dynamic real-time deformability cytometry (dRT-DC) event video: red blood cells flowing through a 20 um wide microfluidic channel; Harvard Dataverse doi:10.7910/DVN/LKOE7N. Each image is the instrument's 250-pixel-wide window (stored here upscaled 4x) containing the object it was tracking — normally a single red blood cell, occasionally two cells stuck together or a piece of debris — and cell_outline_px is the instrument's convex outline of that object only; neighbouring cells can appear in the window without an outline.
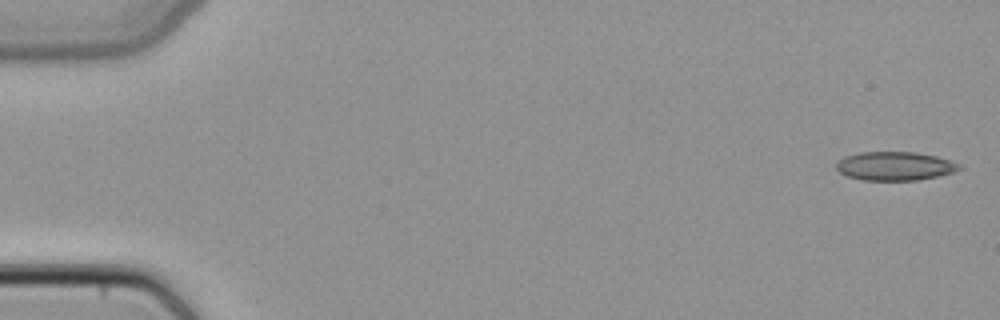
{"species": "common noctule bat (a hibernating species)", "species_latin": "Nyctalus noctula", "temperature_condition": "cold", "stored_images_in_passage": 49, "camera_frame_rate_fps": 3000, "um_per_image_px": 0.085, "animal": {"sex": "female", "body_mass_g": 22.7, "forearm_length_mm": 54.2}, "frame": {"image": 1, "passage_image": 1, "time_ms": 0.0, "image_size_px": [1000, 320], "cell_outline_px": [[964, 168], [952, 172], [936, 176], [916, 180], [864, 180], [848, 176], [840, 172], [836, 168], [836, 160], [844, 156], [860, 152], [916, 152], [936, 156], [960, 164]], "centroid_in_image_um": [76.04, 14.1], "position_along_channel_um": 9.0, "area_um2": 20.52}}
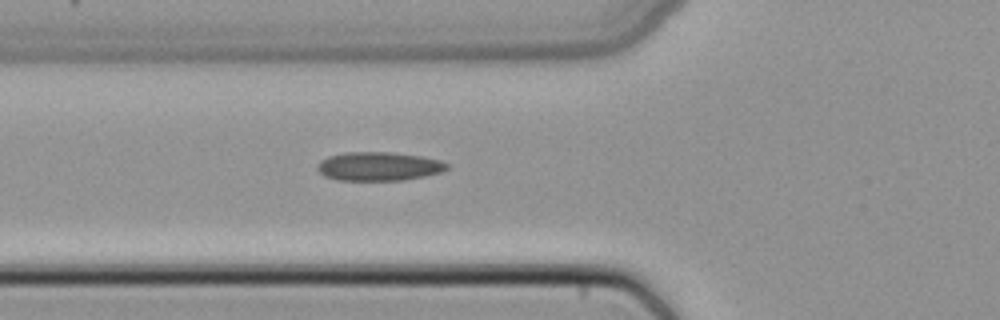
{"frame": {"image": 2, "passage_image": 18, "time_ms": 5.667, "image_size_px": [1000, 320], "cell_outline_px": [[448, 168], [440, 172], [424, 176], [404, 180], [336, 180], [324, 176], [316, 168], [316, 164], [320, 160], [328, 156], [344, 152], [388, 152], [420, 156], [440, 160], [448, 164]], "centroid_in_image_um": [32.14, 14.14], "position_along_channel_um": 93.7, "area_um2": 21.73}}
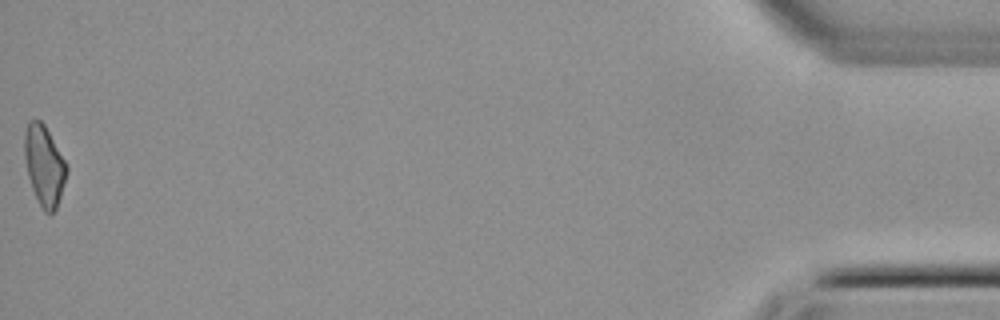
{"frame": {"image": 3, "passage_image": 49, "time_ms": 16.0, "image_size_px": [1000, 320], "cell_outline_px": [[68, 172], [56, 208], [52, 216], [44, 212], [32, 188], [28, 176], [24, 156], [24, 132], [28, 120], [40, 120], [44, 124], [64, 160], [68, 168]], "centroid_in_image_um": [3.74, 14.07], "position_along_channel_um": 431.5, "area_um2": 19.54}}